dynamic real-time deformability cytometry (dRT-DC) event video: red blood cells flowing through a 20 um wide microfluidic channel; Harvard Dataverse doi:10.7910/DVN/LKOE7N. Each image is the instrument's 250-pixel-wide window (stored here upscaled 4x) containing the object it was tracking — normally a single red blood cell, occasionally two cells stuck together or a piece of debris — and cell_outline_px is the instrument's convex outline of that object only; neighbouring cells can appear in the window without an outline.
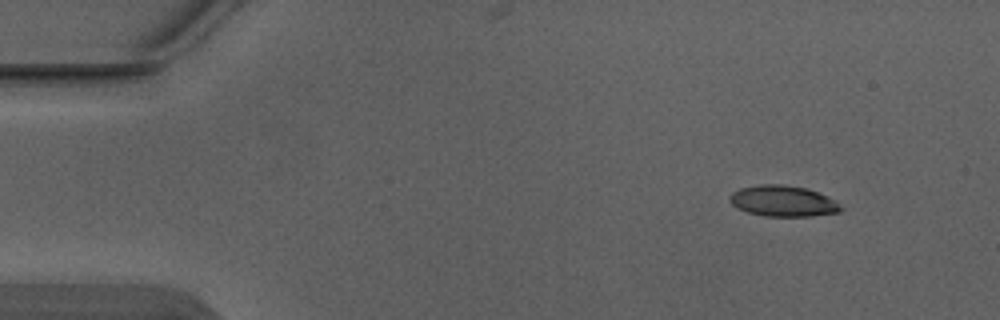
{"species": "Egyptian fruit bat (a non-hibernating species)", "species_latin": "Rousettus aegyptiacus", "temperature_condition": "warm", "stored_images_in_passage": 3, "camera_frame_rate_fps": 3000, "um_per_image_px": 0.085, "animal": {"sex": "male"}, "frame": {"image": 1, "passage_image": 1, "time_ms": 0.0, "image_size_px": [1000, 320], "cell_outline_px": [[844, 208], [840, 212], [812, 216], [764, 216], [748, 212], [736, 208], [728, 200], [728, 196], [732, 192], [740, 188], [760, 184], [780, 184], [808, 188], [836, 200]], "centroid_in_image_um": [66.56, 17.09], "position_along_channel_um": 18.4, "area_um2": 20.29}}
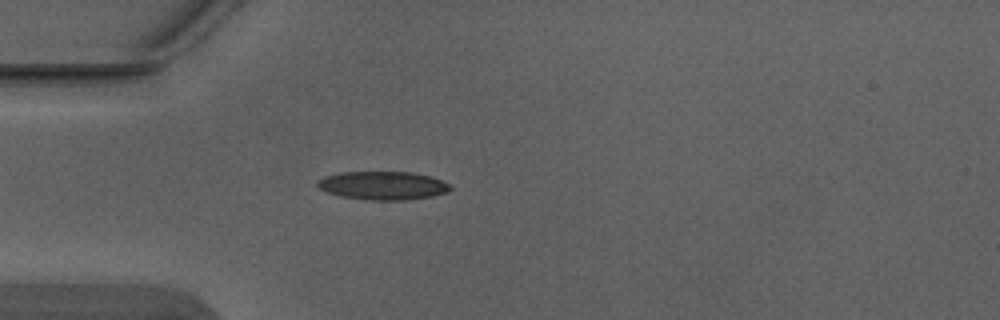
{"frame": {"image": 2, "passage_image": 3, "time_ms": 0.667, "image_size_px": [1000, 320], "cell_outline_px": [[452, 188], [448, 192], [432, 196], [408, 200], [368, 200], [340, 196], [328, 192], [320, 188], [316, 184], [324, 176], [340, 172], [412, 172], [432, 176], [448, 184]], "centroid_in_image_um": [32.56, 15.77], "position_along_channel_um": 52.4, "area_um2": 21.96}}